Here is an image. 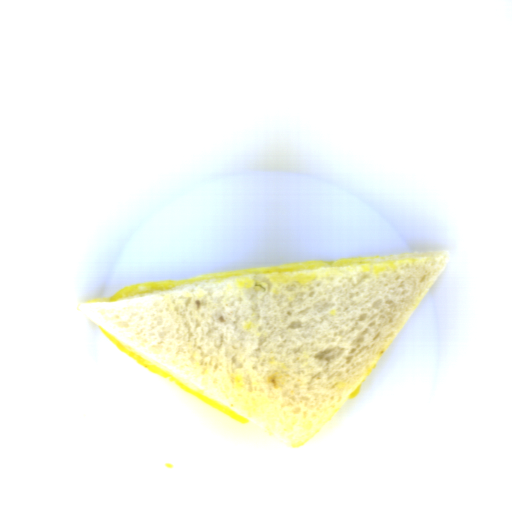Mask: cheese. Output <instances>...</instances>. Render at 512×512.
<instances>
[{"label":"cheese","mask_w":512,"mask_h":512,"mask_svg":"<svg viewBox=\"0 0 512 512\" xmlns=\"http://www.w3.org/2000/svg\"><path fill=\"white\" fill-rule=\"evenodd\" d=\"M98 329H99V332L108 341H110L120 352H122L123 354H125L126 356H128L129 358H131L132 360H134L141 366L154 372L155 374L161 376L162 378L168 380L169 382L176 385L183 391L189 393L190 395L200 399L201 401L209 404L210 406L218 409L219 411L229 415L230 417L237 420L239 423H244V424L246 423L243 420H241L240 418H238L237 416H235L234 414H232L231 412H229L228 410H226L225 408H223L222 406H220L219 404H217L216 402H214L213 400H211L210 398H208L207 396H205L204 394H202L201 392H199L198 390H196L195 388H193L192 386H190L189 384H187L186 382L182 381L181 379H179L178 377H176L175 375H173L172 373H170L163 367L159 366L158 364H156L155 362H153L152 360H150L143 354L139 353L138 351H136L135 349H133L132 347H130L129 345H127L126 343L121 341L120 339L116 338L115 336L108 333L107 331H105L104 329H102L99 326H98Z\"/></svg>","instance_id":"39d9744d"},{"label":"cheese","mask_w":512,"mask_h":512,"mask_svg":"<svg viewBox=\"0 0 512 512\" xmlns=\"http://www.w3.org/2000/svg\"><path fill=\"white\" fill-rule=\"evenodd\" d=\"M180 281L181 280H151L140 283H134L124 288H121L119 291H117L109 300V303L119 299L139 297L146 294L161 291L167 288H171L174 287Z\"/></svg>","instance_id":"9ae1461e"}]
</instances>
